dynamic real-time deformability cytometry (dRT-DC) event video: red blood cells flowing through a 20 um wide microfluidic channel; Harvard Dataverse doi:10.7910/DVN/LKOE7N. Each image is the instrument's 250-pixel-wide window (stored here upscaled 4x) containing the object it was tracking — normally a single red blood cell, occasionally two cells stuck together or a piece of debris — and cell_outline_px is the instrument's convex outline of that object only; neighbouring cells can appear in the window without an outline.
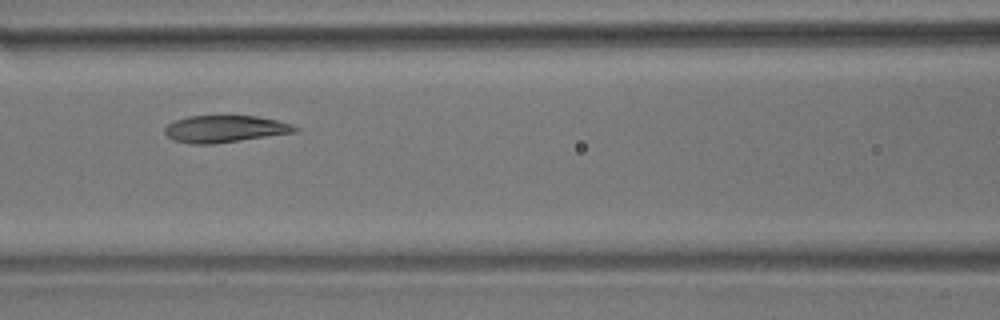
{"species": "common noctule bat (a hibernating species)", "species_latin": "Nyctalus noctula", "temperature_condition": "room temperature", "stored_images_in_passage": 6, "camera_frame_rate_fps": 3000, "um_per_image_px": 0.085, "animal": {"sex": "male", "body_mass_g": 17.9}, "frame": {"image": 1, "passage_image": 6, "time_ms": 6.0, "image_size_px": [1000, 320], "cell_outline_px": [[300, 132], [216, 144], [188, 144], [176, 140], [168, 136], [164, 132], [164, 128], [168, 124], [176, 120], [188, 116], [256, 116], [276, 120], [292, 124], [300, 128]], "centroid_in_image_um": [19.18, 10.97], "position_along_channel_um": 147.4, "area_um2": 20.69}}